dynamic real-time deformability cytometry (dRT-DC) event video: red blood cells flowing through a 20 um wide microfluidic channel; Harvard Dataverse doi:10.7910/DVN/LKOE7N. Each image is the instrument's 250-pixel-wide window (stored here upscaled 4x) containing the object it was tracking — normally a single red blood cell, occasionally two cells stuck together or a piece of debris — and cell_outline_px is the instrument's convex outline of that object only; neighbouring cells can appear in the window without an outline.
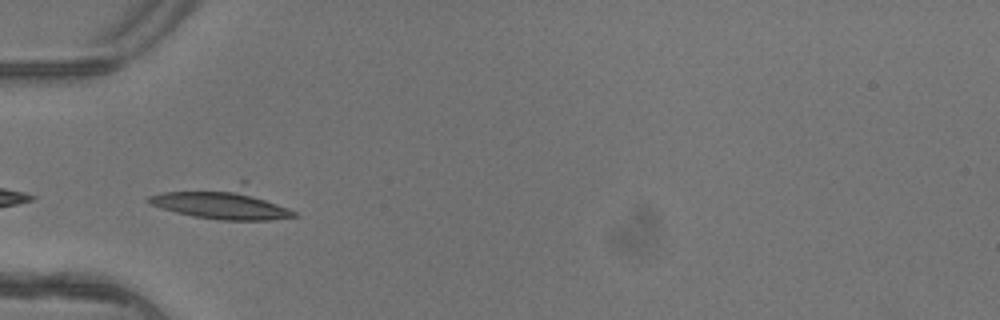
{"species": "common noctule bat (a hibernating species)", "species_latin": "Nyctalus noctula", "temperature_condition": "warm", "stored_images_in_passage": 4, "camera_frame_rate_fps": 3000, "um_per_image_px": 0.085, "animal": {"sex": "female"}, "frame": {"image": 1, "passage_image": 3, "time_ms": 0.667, "image_size_px": [1000, 320], "cell_outline_px": [[300, 216], [268, 220], [220, 220], [196, 216], [176, 212], [148, 204], [144, 200], [148, 196], [164, 192], [240, 180], [244, 180], [296, 212]], "centroid_in_image_um": [18.98, 17.21], "position_along_channel_um": 66.0, "area_um2": 28.03}}
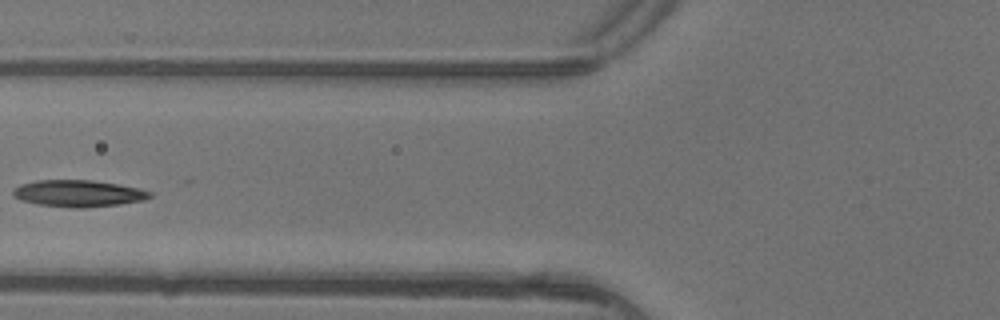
{"frame": {"image": 2, "passage_image": 4, "time_ms": 1.0, "image_size_px": [1000, 320], "cell_outline_px": [[152, 196], [144, 200], [120, 204], [84, 208], [72, 208], [36, 204], [20, 200], [12, 196], [12, 192], [20, 184], [36, 180], [92, 180], [120, 184], [140, 188], [152, 192]], "centroid_in_image_um": [6.67, 16.44], "position_along_channel_um": 119.1, "area_um2": 21.56}}